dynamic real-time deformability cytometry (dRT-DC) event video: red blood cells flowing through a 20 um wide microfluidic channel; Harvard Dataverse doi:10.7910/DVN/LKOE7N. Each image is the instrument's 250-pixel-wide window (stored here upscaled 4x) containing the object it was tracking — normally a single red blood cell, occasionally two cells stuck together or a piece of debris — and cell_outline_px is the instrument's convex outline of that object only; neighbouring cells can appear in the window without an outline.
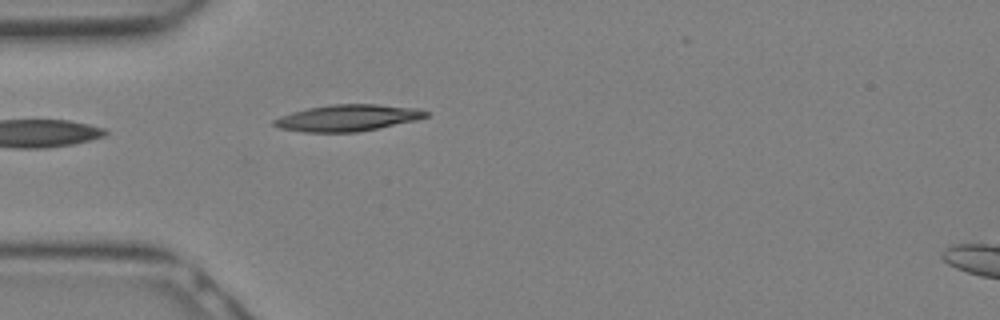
{"species": "Egyptian fruit bat (a non-hibernating species)", "species_latin": "Rousettus aegyptiacus", "temperature_condition": "warm", "stored_images_in_passage": 3, "camera_frame_rate_fps": 3000, "um_per_image_px": 0.085, "animal": {"sex": "female"}, "frame": {"image": 1, "passage_image": 1, "time_ms": 0.0, "image_size_px": [1000, 320], "cell_outline_px": [[428, 116], [416, 120], [356, 132], [304, 132], [280, 128], [272, 124], [272, 120], [280, 116], [292, 112], [308, 108], [332, 104], [376, 104], [416, 108], [428, 112]], "centroid_in_image_um": [29.51, 10.01], "position_along_channel_um": 55.5, "area_um2": 23.24}}
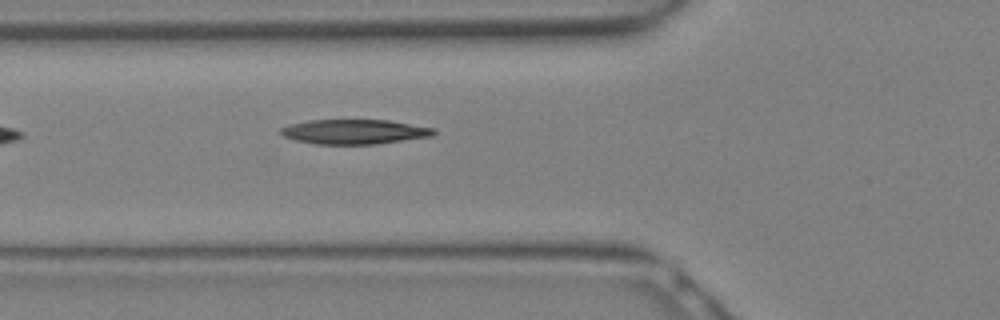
{"frame": {"image": 2, "passage_image": 3, "time_ms": 0.667, "image_size_px": [1000, 320], "cell_outline_px": [[436, 132], [432, 136], [376, 144], [316, 144], [296, 140], [284, 136], [280, 132], [280, 128], [292, 124], [308, 120], [388, 120], [436, 128]], "centroid_in_image_um": [30.15, 11.19], "position_along_channel_um": 95.6, "area_um2": 21.91}}